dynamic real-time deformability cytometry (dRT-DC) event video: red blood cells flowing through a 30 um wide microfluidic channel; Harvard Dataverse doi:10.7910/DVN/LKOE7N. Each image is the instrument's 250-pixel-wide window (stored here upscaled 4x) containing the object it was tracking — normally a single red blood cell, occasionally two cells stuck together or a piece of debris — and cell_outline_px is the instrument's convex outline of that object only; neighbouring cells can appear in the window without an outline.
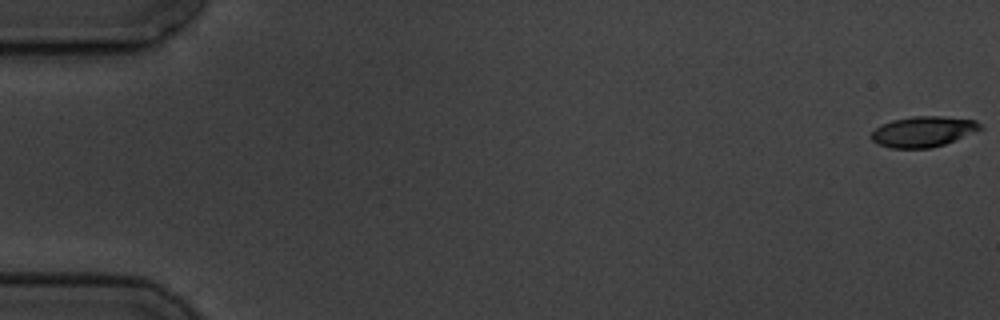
{"species": "common noctule bat (a hibernating species)", "species_latin": "Nyctalus noctula", "temperature_condition": "cold", "stored_images_in_passage": 3, "camera_frame_rate_fps": 3000, "um_per_image_px": 0.085, "animal": {"sex": "male", "body_mass_g": 19.5, "forearm_length_mm": 54.6}, "frame": {"image": 1, "passage_image": 1, "time_ms": 0.0, "image_size_px": [1000, 320], "cell_outline_px": [[984, 128], [944, 144], [932, 148], [892, 148], [880, 144], [872, 140], [872, 132], [876, 128], [892, 120], [912, 116], [940, 116], [976, 120]], "centroid_in_image_um": [78.49, 11.18], "position_along_channel_um": 6.5, "area_um2": 19.13}}